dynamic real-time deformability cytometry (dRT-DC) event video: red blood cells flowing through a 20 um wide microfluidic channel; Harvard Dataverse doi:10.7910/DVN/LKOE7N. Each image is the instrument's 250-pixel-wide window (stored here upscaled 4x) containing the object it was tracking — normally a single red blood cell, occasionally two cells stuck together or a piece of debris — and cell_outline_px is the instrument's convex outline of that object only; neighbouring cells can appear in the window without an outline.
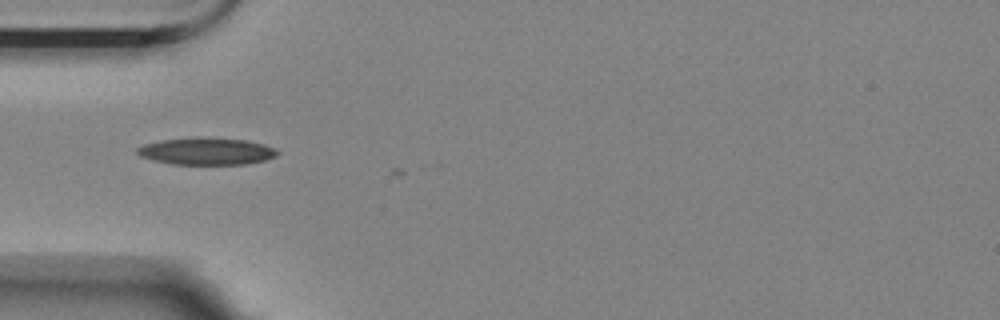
{"species": "Egyptian fruit bat (a non-hibernating species)", "species_latin": "Rousettus aegyptiacus", "temperature_condition": "room temperature", "stored_images_in_passage": 6, "camera_frame_rate_fps": 3000, "um_per_image_px": 0.085, "animal": {"sex": "female"}, "frame": {"image": 1, "passage_image": 5, "time_ms": 1.333, "image_size_px": [1000, 320], "cell_outline_px": [[280, 152], [276, 156], [264, 160], [248, 164], [172, 164], [140, 156], [136, 152], [136, 148], [144, 144], [160, 140], [196, 136], [204, 136], [244, 140], [264, 144], [276, 148]], "centroid_in_image_um": [17.57, 12.84], "position_along_channel_um": 67.4, "area_um2": 22.37}}
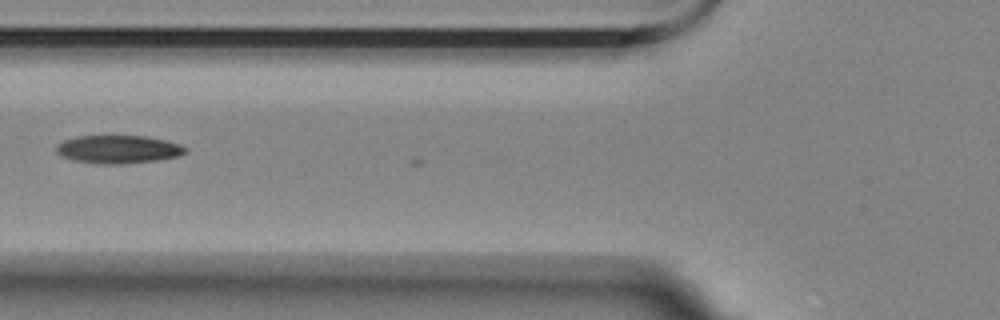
{"frame": {"image": 2, "passage_image": 6, "time_ms": 1.667, "image_size_px": [1000, 320], "cell_outline_px": [[188, 152], [176, 156], [156, 160], [124, 164], [100, 164], [72, 160], [56, 152], [56, 144], [64, 140], [76, 136], [144, 136], [164, 140], [180, 144], [188, 148]], "centroid_in_image_um": [10.04, 12.69], "position_along_channel_um": 115.8, "area_um2": 21.1}}